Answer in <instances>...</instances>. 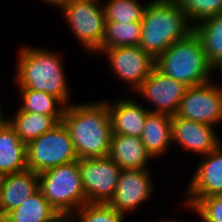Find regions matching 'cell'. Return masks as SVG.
Listing matches in <instances>:
<instances>
[{
  "instance_id": "obj_28",
  "label": "cell",
  "mask_w": 222,
  "mask_h": 222,
  "mask_svg": "<svg viewBox=\"0 0 222 222\" xmlns=\"http://www.w3.org/2000/svg\"><path fill=\"white\" fill-rule=\"evenodd\" d=\"M183 207L198 215L201 222H222V195L197 198L189 207Z\"/></svg>"
},
{
  "instance_id": "obj_26",
  "label": "cell",
  "mask_w": 222,
  "mask_h": 222,
  "mask_svg": "<svg viewBox=\"0 0 222 222\" xmlns=\"http://www.w3.org/2000/svg\"><path fill=\"white\" fill-rule=\"evenodd\" d=\"M126 215L107 203H87L72 213L69 222H125Z\"/></svg>"
},
{
  "instance_id": "obj_7",
  "label": "cell",
  "mask_w": 222,
  "mask_h": 222,
  "mask_svg": "<svg viewBox=\"0 0 222 222\" xmlns=\"http://www.w3.org/2000/svg\"><path fill=\"white\" fill-rule=\"evenodd\" d=\"M26 152L27 169L35 173L78 160L71 136L62 121L28 142Z\"/></svg>"
},
{
  "instance_id": "obj_8",
  "label": "cell",
  "mask_w": 222,
  "mask_h": 222,
  "mask_svg": "<svg viewBox=\"0 0 222 222\" xmlns=\"http://www.w3.org/2000/svg\"><path fill=\"white\" fill-rule=\"evenodd\" d=\"M175 115L216 127L222 123V87L214 80L189 87Z\"/></svg>"
},
{
  "instance_id": "obj_18",
  "label": "cell",
  "mask_w": 222,
  "mask_h": 222,
  "mask_svg": "<svg viewBox=\"0 0 222 222\" xmlns=\"http://www.w3.org/2000/svg\"><path fill=\"white\" fill-rule=\"evenodd\" d=\"M172 116L163 113L147 115L141 140L151 157L155 160L167 154L172 146Z\"/></svg>"
},
{
  "instance_id": "obj_25",
  "label": "cell",
  "mask_w": 222,
  "mask_h": 222,
  "mask_svg": "<svg viewBox=\"0 0 222 222\" xmlns=\"http://www.w3.org/2000/svg\"><path fill=\"white\" fill-rule=\"evenodd\" d=\"M106 21L136 22L141 21L148 2L142 4L140 0H108L103 2Z\"/></svg>"
},
{
  "instance_id": "obj_9",
  "label": "cell",
  "mask_w": 222,
  "mask_h": 222,
  "mask_svg": "<svg viewBox=\"0 0 222 222\" xmlns=\"http://www.w3.org/2000/svg\"><path fill=\"white\" fill-rule=\"evenodd\" d=\"M78 164L87 203H108L122 169L109 156L78 159Z\"/></svg>"
},
{
  "instance_id": "obj_34",
  "label": "cell",
  "mask_w": 222,
  "mask_h": 222,
  "mask_svg": "<svg viewBox=\"0 0 222 222\" xmlns=\"http://www.w3.org/2000/svg\"><path fill=\"white\" fill-rule=\"evenodd\" d=\"M61 222H69L67 219H63Z\"/></svg>"
},
{
  "instance_id": "obj_11",
  "label": "cell",
  "mask_w": 222,
  "mask_h": 222,
  "mask_svg": "<svg viewBox=\"0 0 222 222\" xmlns=\"http://www.w3.org/2000/svg\"><path fill=\"white\" fill-rule=\"evenodd\" d=\"M150 169H122L113 197L107 203L125 214L134 212L154 194L155 183Z\"/></svg>"
},
{
  "instance_id": "obj_27",
  "label": "cell",
  "mask_w": 222,
  "mask_h": 222,
  "mask_svg": "<svg viewBox=\"0 0 222 222\" xmlns=\"http://www.w3.org/2000/svg\"><path fill=\"white\" fill-rule=\"evenodd\" d=\"M194 26L214 15L222 14V0H175Z\"/></svg>"
},
{
  "instance_id": "obj_21",
  "label": "cell",
  "mask_w": 222,
  "mask_h": 222,
  "mask_svg": "<svg viewBox=\"0 0 222 222\" xmlns=\"http://www.w3.org/2000/svg\"><path fill=\"white\" fill-rule=\"evenodd\" d=\"M209 64L216 69L222 64V14L211 16L193 26Z\"/></svg>"
},
{
  "instance_id": "obj_2",
  "label": "cell",
  "mask_w": 222,
  "mask_h": 222,
  "mask_svg": "<svg viewBox=\"0 0 222 222\" xmlns=\"http://www.w3.org/2000/svg\"><path fill=\"white\" fill-rule=\"evenodd\" d=\"M14 82L17 89L46 92L59 98L66 106L70 98L69 81L61 53L33 45H22L17 50ZM71 92V93H70Z\"/></svg>"
},
{
  "instance_id": "obj_10",
  "label": "cell",
  "mask_w": 222,
  "mask_h": 222,
  "mask_svg": "<svg viewBox=\"0 0 222 222\" xmlns=\"http://www.w3.org/2000/svg\"><path fill=\"white\" fill-rule=\"evenodd\" d=\"M113 75L126 83L130 91H135L150 75L155 67V60L140 46H121L102 50Z\"/></svg>"
},
{
  "instance_id": "obj_23",
  "label": "cell",
  "mask_w": 222,
  "mask_h": 222,
  "mask_svg": "<svg viewBox=\"0 0 222 222\" xmlns=\"http://www.w3.org/2000/svg\"><path fill=\"white\" fill-rule=\"evenodd\" d=\"M18 94L20 111L51 115L61 122L66 105L56 96L31 89H18Z\"/></svg>"
},
{
  "instance_id": "obj_17",
  "label": "cell",
  "mask_w": 222,
  "mask_h": 222,
  "mask_svg": "<svg viewBox=\"0 0 222 222\" xmlns=\"http://www.w3.org/2000/svg\"><path fill=\"white\" fill-rule=\"evenodd\" d=\"M108 156L121 169H149L153 160L140 137L123 134H112Z\"/></svg>"
},
{
  "instance_id": "obj_31",
  "label": "cell",
  "mask_w": 222,
  "mask_h": 222,
  "mask_svg": "<svg viewBox=\"0 0 222 222\" xmlns=\"http://www.w3.org/2000/svg\"><path fill=\"white\" fill-rule=\"evenodd\" d=\"M156 222H187V221H185V219L184 220L183 219L179 220V219H176V218H174V219L165 218V219H160Z\"/></svg>"
},
{
  "instance_id": "obj_22",
  "label": "cell",
  "mask_w": 222,
  "mask_h": 222,
  "mask_svg": "<svg viewBox=\"0 0 222 222\" xmlns=\"http://www.w3.org/2000/svg\"><path fill=\"white\" fill-rule=\"evenodd\" d=\"M9 124L15 129L22 142L28 143L45 132L50 131L59 122L51 115L15 110L13 117L9 116Z\"/></svg>"
},
{
  "instance_id": "obj_24",
  "label": "cell",
  "mask_w": 222,
  "mask_h": 222,
  "mask_svg": "<svg viewBox=\"0 0 222 222\" xmlns=\"http://www.w3.org/2000/svg\"><path fill=\"white\" fill-rule=\"evenodd\" d=\"M142 35L141 21L136 22H105V35L101 48L96 52L112 47L139 46Z\"/></svg>"
},
{
  "instance_id": "obj_29",
  "label": "cell",
  "mask_w": 222,
  "mask_h": 222,
  "mask_svg": "<svg viewBox=\"0 0 222 222\" xmlns=\"http://www.w3.org/2000/svg\"><path fill=\"white\" fill-rule=\"evenodd\" d=\"M1 105H2V103H0V128L8 122V117L5 116V114H4L5 112L3 111L4 107Z\"/></svg>"
},
{
  "instance_id": "obj_4",
  "label": "cell",
  "mask_w": 222,
  "mask_h": 222,
  "mask_svg": "<svg viewBox=\"0 0 222 222\" xmlns=\"http://www.w3.org/2000/svg\"><path fill=\"white\" fill-rule=\"evenodd\" d=\"M155 68L189 87L210 82L215 73L193 31L183 40L171 44L157 57Z\"/></svg>"
},
{
  "instance_id": "obj_14",
  "label": "cell",
  "mask_w": 222,
  "mask_h": 222,
  "mask_svg": "<svg viewBox=\"0 0 222 222\" xmlns=\"http://www.w3.org/2000/svg\"><path fill=\"white\" fill-rule=\"evenodd\" d=\"M172 146L188 151L193 155H207L221 143L215 126L172 116Z\"/></svg>"
},
{
  "instance_id": "obj_1",
  "label": "cell",
  "mask_w": 222,
  "mask_h": 222,
  "mask_svg": "<svg viewBox=\"0 0 222 222\" xmlns=\"http://www.w3.org/2000/svg\"><path fill=\"white\" fill-rule=\"evenodd\" d=\"M61 121L71 136L78 159L109 155L112 127L104 99L66 106Z\"/></svg>"
},
{
  "instance_id": "obj_30",
  "label": "cell",
  "mask_w": 222,
  "mask_h": 222,
  "mask_svg": "<svg viewBox=\"0 0 222 222\" xmlns=\"http://www.w3.org/2000/svg\"><path fill=\"white\" fill-rule=\"evenodd\" d=\"M42 1L43 3H47V4H50V6H53L54 9L58 8L65 0H40Z\"/></svg>"
},
{
  "instance_id": "obj_16",
  "label": "cell",
  "mask_w": 222,
  "mask_h": 222,
  "mask_svg": "<svg viewBox=\"0 0 222 222\" xmlns=\"http://www.w3.org/2000/svg\"><path fill=\"white\" fill-rule=\"evenodd\" d=\"M38 189V173L29 169L6 175L0 191V220Z\"/></svg>"
},
{
  "instance_id": "obj_5",
  "label": "cell",
  "mask_w": 222,
  "mask_h": 222,
  "mask_svg": "<svg viewBox=\"0 0 222 222\" xmlns=\"http://www.w3.org/2000/svg\"><path fill=\"white\" fill-rule=\"evenodd\" d=\"M38 179L43 196L63 219L87 204L78 160L38 173Z\"/></svg>"
},
{
  "instance_id": "obj_19",
  "label": "cell",
  "mask_w": 222,
  "mask_h": 222,
  "mask_svg": "<svg viewBox=\"0 0 222 222\" xmlns=\"http://www.w3.org/2000/svg\"><path fill=\"white\" fill-rule=\"evenodd\" d=\"M27 169L26 143L7 122L0 128V171L5 175Z\"/></svg>"
},
{
  "instance_id": "obj_20",
  "label": "cell",
  "mask_w": 222,
  "mask_h": 222,
  "mask_svg": "<svg viewBox=\"0 0 222 222\" xmlns=\"http://www.w3.org/2000/svg\"><path fill=\"white\" fill-rule=\"evenodd\" d=\"M1 220L3 222H61L63 218L38 189Z\"/></svg>"
},
{
  "instance_id": "obj_15",
  "label": "cell",
  "mask_w": 222,
  "mask_h": 222,
  "mask_svg": "<svg viewBox=\"0 0 222 222\" xmlns=\"http://www.w3.org/2000/svg\"><path fill=\"white\" fill-rule=\"evenodd\" d=\"M134 98L135 96L132 98L122 96L113 102L104 99L108 103L112 134L141 137L145 120L150 112L143 103Z\"/></svg>"
},
{
  "instance_id": "obj_13",
  "label": "cell",
  "mask_w": 222,
  "mask_h": 222,
  "mask_svg": "<svg viewBox=\"0 0 222 222\" xmlns=\"http://www.w3.org/2000/svg\"><path fill=\"white\" fill-rule=\"evenodd\" d=\"M200 159L185 188L183 205L188 207L197 198L222 195V143Z\"/></svg>"
},
{
  "instance_id": "obj_32",
  "label": "cell",
  "mask_w": 222,
  "mask_h": 222,
  "mask_svg": "<svg viewBox=\"0 0 222 222\" xmlns=\"http://www.w3.org/2000/svg\"><path fill=\"white\" fill-rule=\"evenodd\" d=\"M5 176L6 175L0 171V191L3 187V182H4V179H5Z\"/></svg>"
},
{
  "instance_id": "obj_6",
  "label": "cell",
  "mask_w": 222,
  "mask_h": 222,
  "mask_svg": "<svg viewBox=\"0 0 222 222\" xmlns=\"http://www.w3.org/2000/svg\"><path fill=\"white\" fill-rule=\"evenodd\" d=\"M86 54H96L105 35L102 0H65L58 8Z\"/></svg>"
},
{
  "instance_id": "obj_3",
  "label": "cell",
  "mask_w": 222,
  "mask_h": 222,
  "mask_svg": "<svg viewBox=\"0 0 222 222\" xmlns=\"http://www.w3.org/2000/svg\"><path fill=\"white\" fill-rule=\"evenodd\" d=\"M141 24L139 46L154 60L193 31L185 11L175 0L148 1Z\"/></svg>"
},
{
  "instance_id": "obj_33",
  "label": "cell",
  "mask_w": 222,
  "mask_h": 222,
  "mask_svg": "<svg viewBox=\"0 0 222 222\" xmlns=\"http://www.w3.org/2000/svg\"><path fill=\"white\" fill-rule=\"evenodd\" d=\"M215 71H217L218 72V74L220 73V77L222 78V64L219 66V67H217L216 69H215ZM222 80V79H221ZM220 86L222 87V82H221V84H220Z\"/></svg>"
},
{
  "instance_id": "obj_12",
  "label": "cell",
  "mask_w": 222,
  "mask_h": 222,
  "mask_svg": "<svg viewBox=\"0 0 222 222\" xmlns=\"http://www.w3.org/2000/svg\"><path fill=\"white\" fill-rule=\"evenodd\" d=\"M188 88L185 83L171 79L154 67L133 93L152 104L151 108L147 107L149 112L173 116Z\"/></svg>"
}]
</instances>
